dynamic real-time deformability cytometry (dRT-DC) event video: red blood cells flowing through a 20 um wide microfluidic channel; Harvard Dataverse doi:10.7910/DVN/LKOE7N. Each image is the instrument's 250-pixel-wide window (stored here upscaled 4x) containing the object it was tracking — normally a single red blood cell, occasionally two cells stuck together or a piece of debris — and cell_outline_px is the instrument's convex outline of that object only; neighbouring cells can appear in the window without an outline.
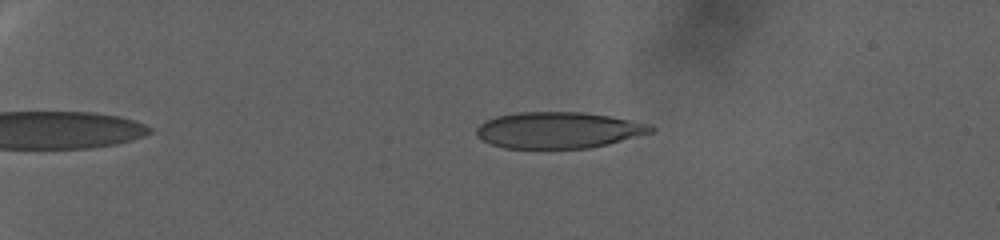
{"species": "human", "species_latin": "Homo sapiens", "temperature_condition": "warm", "stored_images_in_passage": 94, "camera_frame_rate_fps": 3000, "um_per_image_px": 0.085, "donor": {"sex": "female"}, "frame": {"image": 1, "passage_image": 24, "time_ms": 7.667, "image_size_px": [1000, 240], "cell_outline_px": [[656, 128], [652, 132], [608, 144], [588, 148], [504, 148], [492, 144], [476, 136], [476, 128], [480, 124], [496, 116], [520, 112], [584, 112], [608, 116], [652, 124]], "centroid_in_image_um": [47.48, 11.06], "position_along_channel_um": 37.5, "area_um2": 36.76}}
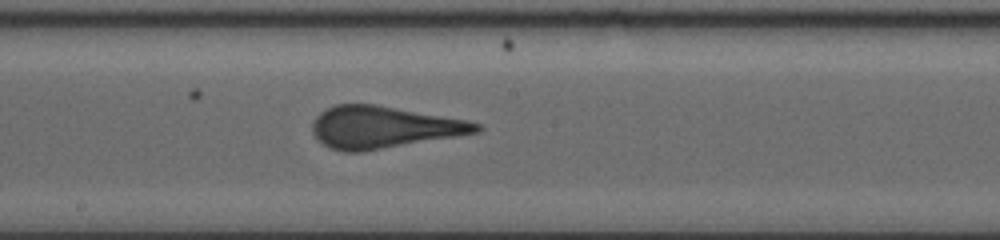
{"frame": {"image": 2, "passage_image": 59, "time_ms": 19.333, "image_size_px": [1000, 240], "cell_outline_px": [[484, 128], [480, 132], [364, 152], [344, 152], [328, 148], [312, 132], [312, 120], [320, 112], [336, 104], [376, 104], [468, 120], [480, 124]], "centroid_in_image_um": [32.6, 10.82], "position_along_channel_um": 215.6, "area_um2": 40.34}}
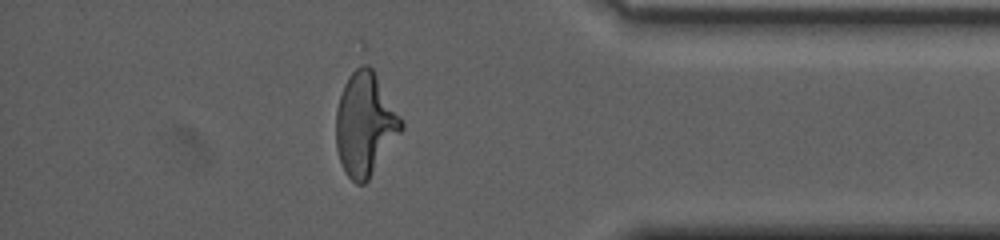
{"frame": {"image": 3, "passage_image": 85, "time_ms": 28.0, "image_size_px": [1000, 240], "cell_outline_px": [[404, 128], [368, 180], [364, 184], [356, 184], [344, 172], [336, 148], [336, 112], [340, 96], [344, 84], [360, 40], [364, 40], [368, 44], [404, 120]], "centroid_in_image_um": [31.08, 10.0], "position_along_channel_um": 404.1, "area_um2": 44.16}}